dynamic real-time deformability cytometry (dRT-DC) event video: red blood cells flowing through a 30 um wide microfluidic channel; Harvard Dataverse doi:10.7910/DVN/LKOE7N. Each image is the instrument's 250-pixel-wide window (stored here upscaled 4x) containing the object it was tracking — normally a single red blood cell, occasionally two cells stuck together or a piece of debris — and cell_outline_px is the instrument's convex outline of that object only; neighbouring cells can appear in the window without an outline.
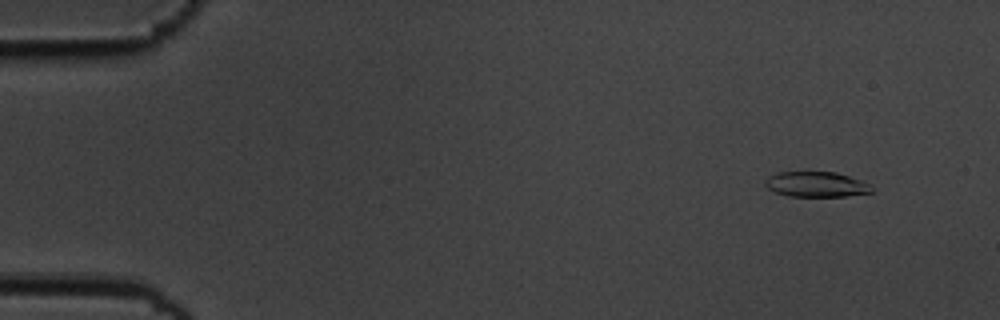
{"species": "common noctule bat (a hibernating species)", "species_latin": "Nyctalus noctula", "temperature_condition": "cold", "stored_images_in_passage": 56, "camera_frame_rate_fps": 3000, "um_per_image_px": 0.085, "animal": {"sex": "male", "body_mass_g": 19.5, "forearm_length_mm": 54.6}, "frame": {"image": 1, "passage_image": 5, "time_ms": 1.333, "image_size_px": [1000, 320], "cell_outline_px": [[876, 188], [872, 192], [844, 196], [788, 196], [776, 192], [768, 188], [764, 184], [764, 180], [768, 176], [776, 172], [836, 172], [872, 184]], "centroid_in_image_um": [69.4, 15.66], "position_along_channel_um": 15.6, "area_um2": 15.78}}
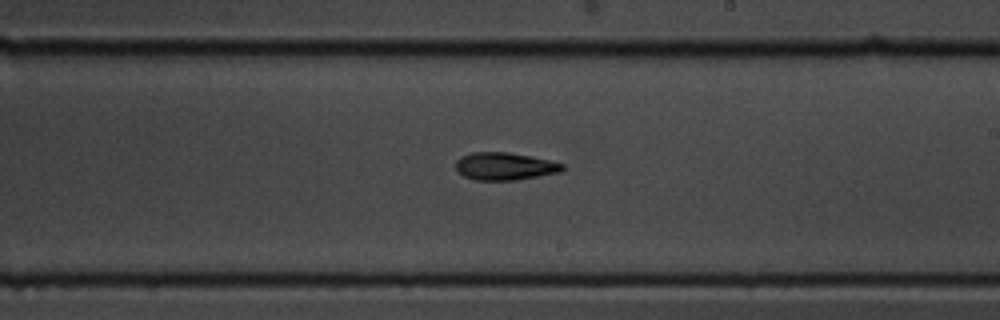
{"frame": {"image": 2, "passage_image": 33, "time_ms": 10.667, "image_size_px": [1000, 320], "cell_outline_px": [[564, 168], [560, 172], [516, 180], [472, 180], [464, 176], [456, 168], [456, 160], [472, 152], [508, 152], [552, 160], [564, 164]], "centroid_in_image_um": [42.92, 14.13], "position_along_channel_um": 246.1, "area_um2": 17.11}}
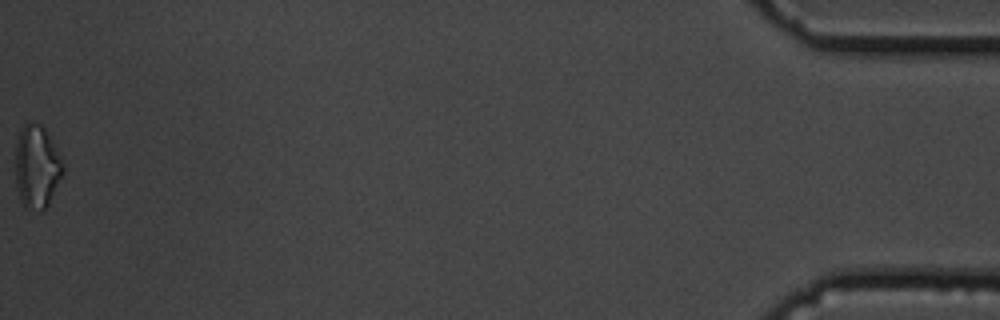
{"frame": {"image": 3, "passage_image": 56, "time_ms": 18.333, "image_size_px": [1000, 320], "cell_outline_px": [[64, 172], [48, 204], [44, 208], [24, 208], [20, 200], [16, 184], [16, 144], [20, 132], [24, 124], [40, 124], [44, 128], [64, 164]], "centroid_in_image_um": [3.13, 14.19], "position_along_channel_um": 432.1, "area_um2": 22.43}, "authors_computed_cell_mechanics": {"area_um2": 17.0799, "velocity_mm_per_s": 3.6537, "shape_relaxation_time_tau1_ms": 3.1505, "shape_relaxation_time_tau2_ms": 9.3713, "deformation_change_tau1": 0.1675, "deformation_change_tau2": 0.2161}}